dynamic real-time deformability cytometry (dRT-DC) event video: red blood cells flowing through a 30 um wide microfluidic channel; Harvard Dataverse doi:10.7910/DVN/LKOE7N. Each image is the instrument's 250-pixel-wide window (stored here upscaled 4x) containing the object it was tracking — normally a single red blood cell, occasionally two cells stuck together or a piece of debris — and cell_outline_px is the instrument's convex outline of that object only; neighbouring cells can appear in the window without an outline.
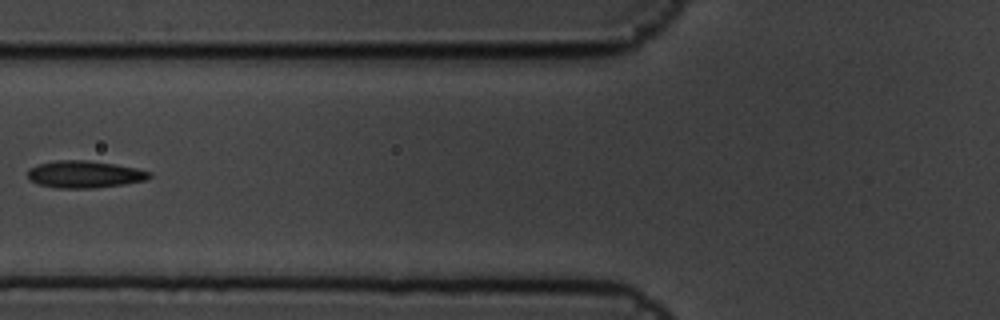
{"species": "common noctule bat (a hibernating species)", "species_latin": "Nyctalus noctula", "temperature_condition": "cold", "stored_images_in_passage": 12, "camera_frame_rate_fps": 3000, "um_per_image_px": 0.085, "animal": {"sex": "male", "body_mass_g": 19.5, "forearm_length_mm": 54.6}, "frame": {"image": 1, "passage_image": 7, "time_ms": 2.0, "image_size_px": [1000, 320], "cell_outline_px": [[152, 176], [148, 180], [124, 184], [92, 188], [56, 188], [36, 184], [28, 180], [28, 168], [36, 164], [56, 160], [88, 160], [116, 164], [136, 168], [152, 172]], "centroid_in_image_um": [7.17, 14.81], "position_along_channel_um": 118.6, "area_um2": 19.59}}
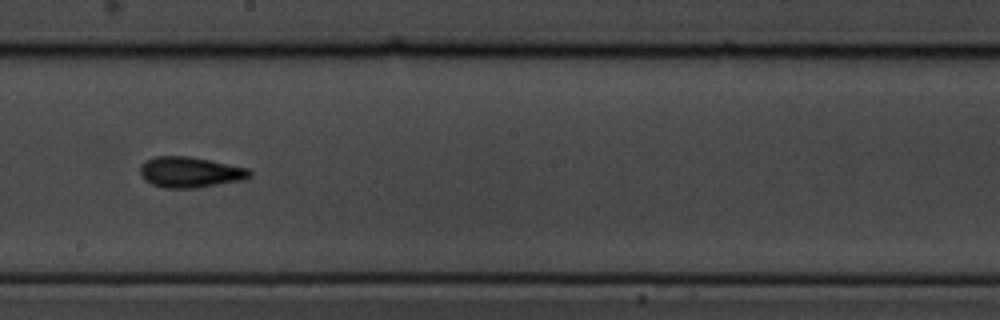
{"frame": {"image": 2, "passage_image": 10, "time_ms": 3.0, "image_size_px": [1000, 320], "cell_outline_px": [[252, 176], [244, 180], [200, 188], [164, 188], [152, 184], [144, 180], [140, 172], [140, 164], [144, 160], [156, 156], [188, 156], [248, 168], [252, 172]], "centroid_in_image_um": [16.16, 14.65], "position_along_channel_um": 232.0, "area_um2": 19.83}}
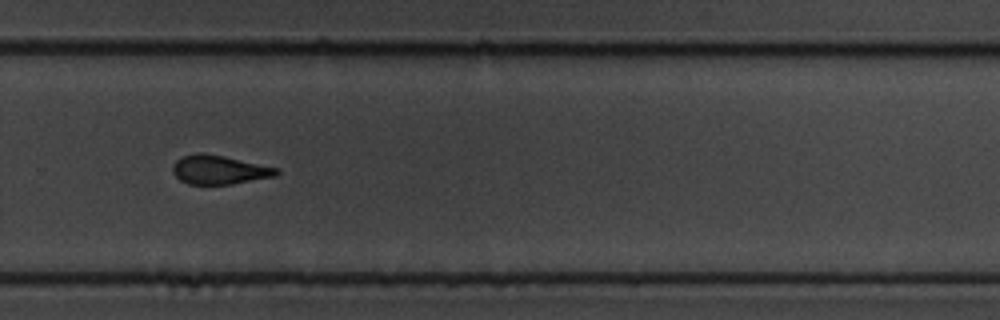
{"frame": {"image": 3, "passage_image": 12, "time_ms": 3.667, "image_size_px": [1000, 320], "cell_outline_px": [[280, 172], [276, 176], [232, 184], [188, 184], [180, 180], [172, 172], [172, 164], [180, 156], [200, 152], [204, 152], [224, 156], [276, 168]], "centroid_in_image_um": [18.57, 14.42], "position_along_channel_um": 311.2, "area_um2": 17.51}}